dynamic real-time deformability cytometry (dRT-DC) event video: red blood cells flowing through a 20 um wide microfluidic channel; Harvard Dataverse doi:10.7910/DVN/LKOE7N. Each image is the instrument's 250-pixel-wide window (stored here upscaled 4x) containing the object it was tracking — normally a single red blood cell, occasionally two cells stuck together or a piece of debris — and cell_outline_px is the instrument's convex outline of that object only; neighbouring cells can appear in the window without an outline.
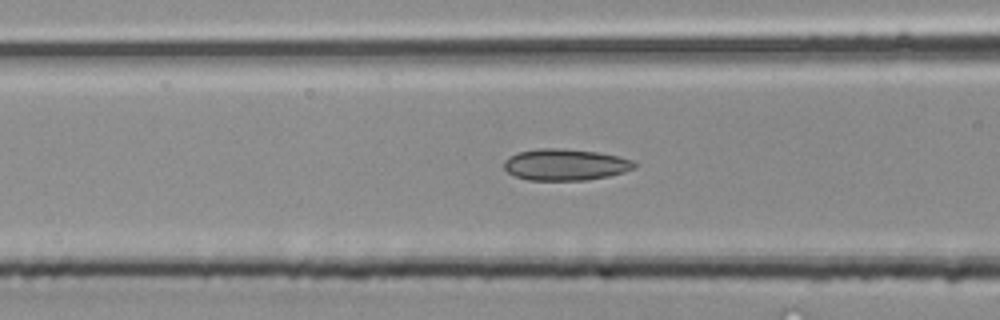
{"species": "common noctule bat (a hibernating species)", "species_latin": "Nyctalus noctula", "temperature_condition": "room temperature", "stored_images_in_passage": 25, "camera_frame_rate_fps": 3000, "um_per_image_px": 0.085, "animal": {"sex": "male", "body_mass_g": 20.4}, "frame": {"image": 1, "passage_image": 8, "time_ms": 2.333, "image_size_px": [1000, 320], "cell_outline_px": [[636, 168], [624, 172], [608, 176], [588, 180], [528, 180], [516, 176], [508, 172], [504, 168], [504, 160], [508, 156], [516, 152], [540, 148], [560, 148], [596, 152], [616, 156], [632, 160], [636, 164]], "centroid_in_image_um": [48.02, 13.99], "position_along_channel_um": 118.6, "area_um2": 23.93}}
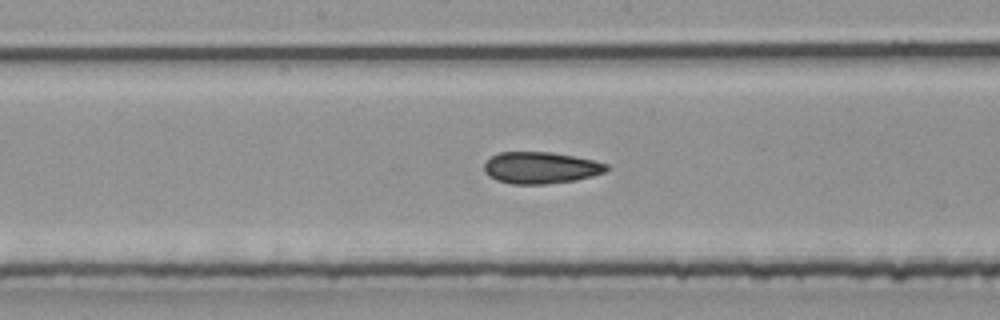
{"frame": {"image": 2, "passage_image": 13, "time_ms": 4.0, "image_size_px": [1000, 320], "cell_outline_px": [[612, 168], [604, 172], [592, 176], [576, 180], [544, 184], [512, 184], [496, 180], [488, 176], [484, 172], [484, 164], [492, 156], [500, 152], [552, 152], [592, 160], [608, 164]], "centroid_in_image_um": [45.96, 14.26], "position_along_channel_um": 202.2, "area_um2": 22.6}}
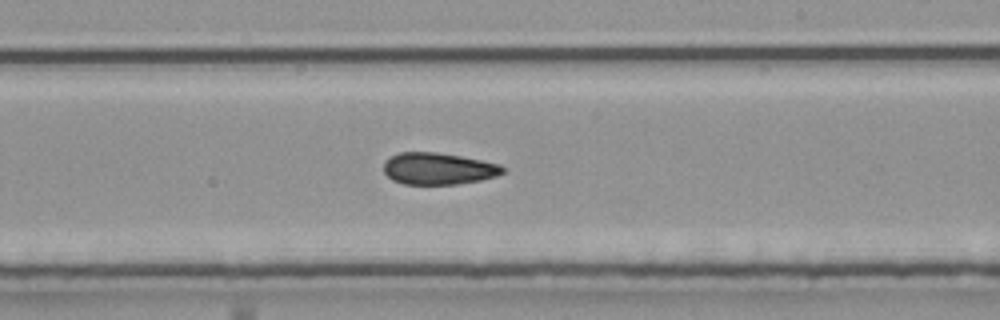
{"frame": {"image": 3, "passage_image": 16, "time_ms": 5.0, "image_size_px": [1000, 320], "cell_outline_px": [[504, 172], [496, 176], [480, 180], [456, 184], [404, 184], [392, 180], [384, 172], [384, 160], [400, 152], [436, 152], [460, 156], [500, 164], [504, 168]], "centroid_in_image_um": [37.23, 14.33], "position_along_channel_um": 251.8, "area_um2": 21.96}}